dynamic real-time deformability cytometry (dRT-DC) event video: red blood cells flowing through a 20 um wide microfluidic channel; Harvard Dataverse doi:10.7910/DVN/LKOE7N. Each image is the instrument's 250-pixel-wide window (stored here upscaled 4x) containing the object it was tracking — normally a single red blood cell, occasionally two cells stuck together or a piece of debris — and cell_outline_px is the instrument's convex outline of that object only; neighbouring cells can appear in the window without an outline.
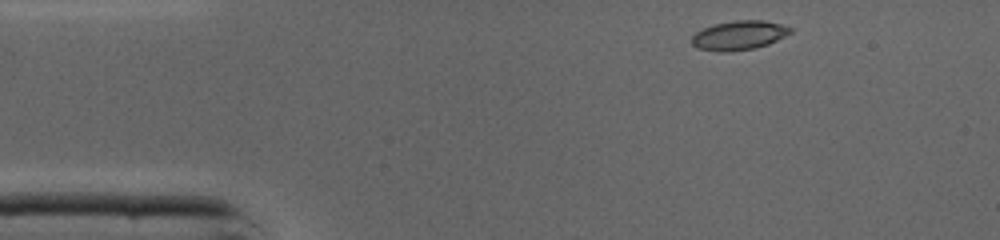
{"species": "common noctule bat (a hibernating species)", "species_latin": "Nyctalus noctula", "temperature_condition": "cold", "stored_images_in_passage": 40, "camera_frame_rate_fps": 3000, "um_per_image_px": 0.085, "animal": {"sex": "male", "body_mass_g": 19.0, "forearm_length_mm": 50.8}, "frame": {"image": 1, "passage_image": 1, "time_ms": 0.0, "image_size_px": [1000, 240], "cell_outline_px": [[792, 32], [768, 44], [756, 48], [728, 52], [720, 52], [696, 48], [692, 44], [692, 36], [696, 32], [704, 28], [716, 24], [736, 20], [764, 20], [780, 24], [792, 28]], "centroid_in_image_um": [62.81, 3.01], "position_along_channel_um": 22.2, "area_um2": 16.7}}
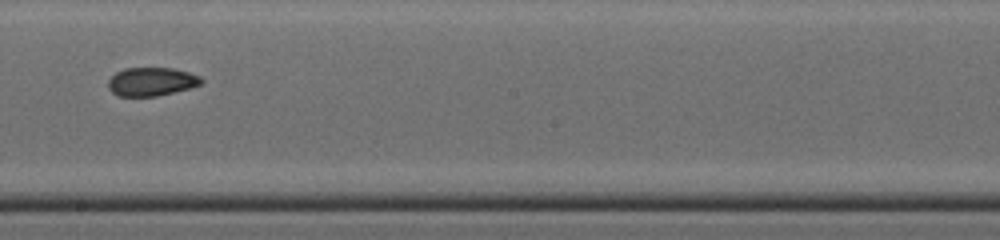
{"frame": {"image": 2, "passage_image": 20, "time_ms": 6.333, "image_size_px": [1000, 240], "cell_outline_px": [[204, 80], [200, 84], [188, 88], [156, 96], [120, 96], [112, 92], [108, 88], [108, 80], [116, 72], [124, 68], [172, 68], [188, 72], [200, 76]], "centroid_in_image_um": [12.85, 6.93], "position_along_channel_um": 235.3, "area_um2": 15.32}}
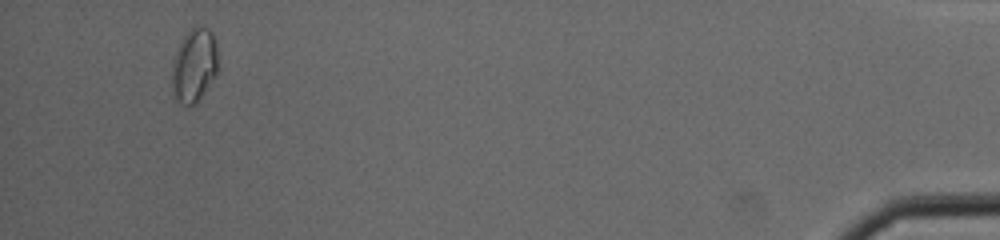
{"frame": {"image": 3, "passage_image": 38, "time_ms": 12.333, "image_size_px": [1000, 240], "cell_outline_px": [[216, 76], [200, 96], [188, 108], [176, 100], [172, 92], [172, 60], [184, 36], [192, 24], [196, 24], [208, 28], [212, 32], [216, 44]], "centroid_in_image_um": [16.48, 5.52], "position_along_channel_um": 418.7, "area_um2": 19.77}, "authors_computed_cell_mechanics": {"area_um2": 16.2707, "velocity_mm_per_s": 4.3839, "shape_relaxation_time_tau1_ms": null, "shape_relaxation_time_tau2_ms": 2.1457, "deformation_change_tau1": null, "deformation_change_tau2": 0.0624}}